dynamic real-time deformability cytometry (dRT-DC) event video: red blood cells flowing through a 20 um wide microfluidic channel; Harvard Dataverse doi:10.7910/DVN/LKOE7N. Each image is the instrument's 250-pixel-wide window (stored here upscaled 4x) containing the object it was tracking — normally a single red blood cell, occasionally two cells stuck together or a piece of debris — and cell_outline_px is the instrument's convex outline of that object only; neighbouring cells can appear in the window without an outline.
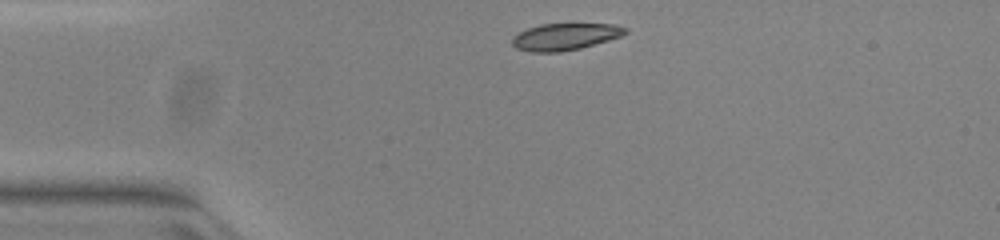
{"species": "common noctule bat (a hibernating species)", "species_latin": "Nyctalus noctula", "temperature_condition": "warm", "stored_images_in_passage": 41, "camera_frame_rate_fps": 3000, "um_per_image_px": 0.085, "animal": {"sex": "female", "body_mass_g": 23.0, "forearm_length_mm": 53.4}, "frame": {"image": 1, "passage_image": 1, "time_ms": 0.0, "image_size_px": [1000, 240], "cell_outline_px": [[628, 32], [620, 36], [608, 40], [580, 48], [560, 52], [532, 52], [516, 48], [512, 44], [512, 36], [528, 28], [540, 24], [572, 20], [616, 24], [628, 28]], "centroid_in_image_um": [48.08, 3.04], "position_along_channel_um": 36.9, "area_um2": 18.73}}
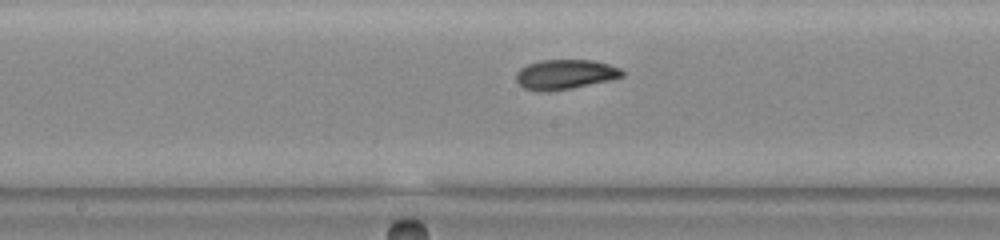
{"frame": {"image": 2, "passage_image": 16, "time_ms": 5.0, "image_size_px": [1000, 240], "cell_outline_px": [[624, 76], [608, 80], [572, 88], [548, 92], [536, 92], [524, 88], [516, 80], [516, 72], [520, 68], [528, 64], [540, 60], [592, 60], [608, 64], [620, 68], [624, 72]], "centroid_in_image_um": [48.0, 6.33], "position_along_channel_um": 200.2, "area_um2": 18.44}}
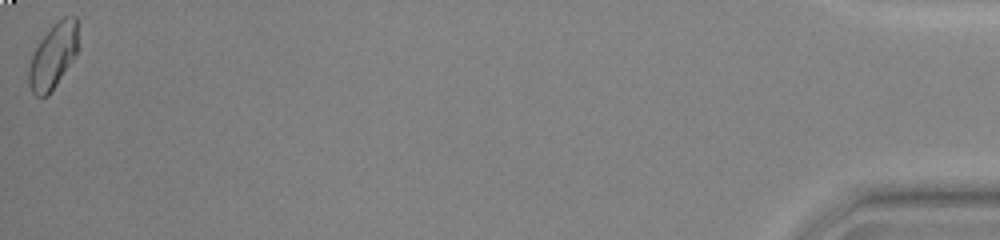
{"frame": {"image": 3, "passage_image": 41, "time_ms": 13.333, "image_size_px": [1000, 240], "cell_outline_px": [[76, 56], [48, 96], [36, 96], [32, 92], [28, 84], [28, 68], [32, 56], [40, 40], [52, 24], [64, 16], [76, 16]], "centroid_in_image_um": [4.49, 4.78], "position_along_channel_um": 430.7, "area_um2": 18.5}, "authors_computed_cell_mechanics": {"area_um2": 18.207, "velocity_mm_per_s": 3.9776, "shape_relaxation_time_tau1_ms": 4.542, "shape_relaxation_time_tau2_ms": 1.8009, "deformation_change_tau1": 0.1639, "deformation_change_tau2": 0.06}}